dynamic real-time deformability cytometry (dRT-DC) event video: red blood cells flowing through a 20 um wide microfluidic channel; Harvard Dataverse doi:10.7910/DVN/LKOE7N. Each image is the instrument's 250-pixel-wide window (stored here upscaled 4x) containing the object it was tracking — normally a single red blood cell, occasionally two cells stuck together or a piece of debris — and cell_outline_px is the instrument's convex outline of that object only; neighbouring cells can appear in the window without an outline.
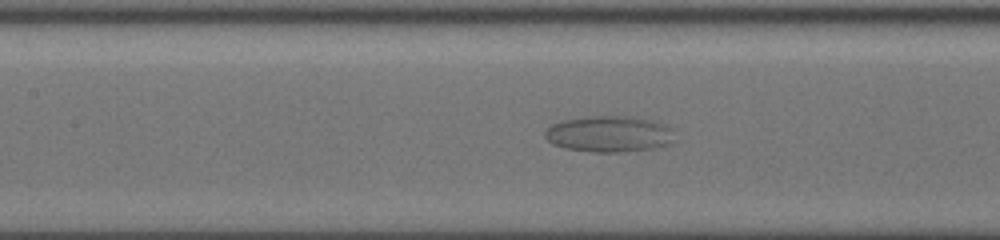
{"species": "common noctule bat (a hibernating species)", "species_latin": "Nyctalus noctula", "temperature_condition": "cold", "stored_images_in_passage": 51, "camera_frame_rate_fps": 3000, "um_per_image_px": 0.085, "animal": {"sex": "female", "body_mass_g": 19.5, "forearm_length_mm": 54.1}, "frame": {"image": 1, "passage_image": 23, "time_ms": 7.333, "image_size_px": [1000, 240], "cell_outline_px": [[672, 140], [668, 144], [656, 148], [616, 152], [592, 152], [564, 148], [552, 144], [544, 136], [544, 132], [552, 124], [564, 120], [592, 116], [632, 116], [664, 124], [672, 128]], "centroid_in_image_um": [51.75, 11.39], "position_along_channel_um": 155.7, "area_um2": 27.17}}
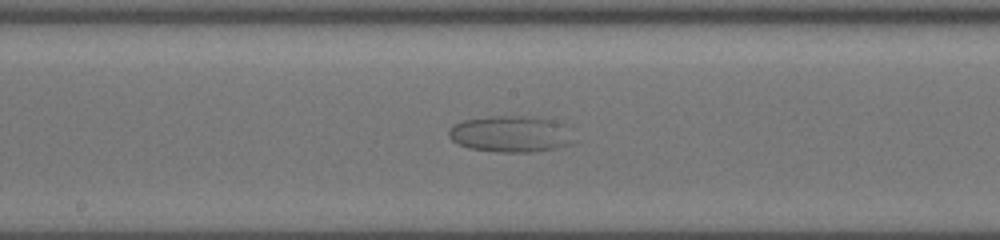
{"frame": {"image": 2, "passage_image": 27, "time_ms": 8.667, "image_size_px": [1000, 240], "cell_outline_px": [[580, 140], [572, 144], [556, 148], [528, 152], [500, 152], [468, 148], [456, 144], [448, 136], [448, 128], [452, 124], [464, 120], [492, 116], [532, 116], [552, 120], [560, 124]], "centroid_in_image_um": [43.4, 11.4], "position_along_channel_um": 204.8, "area_um2": 26.82}}
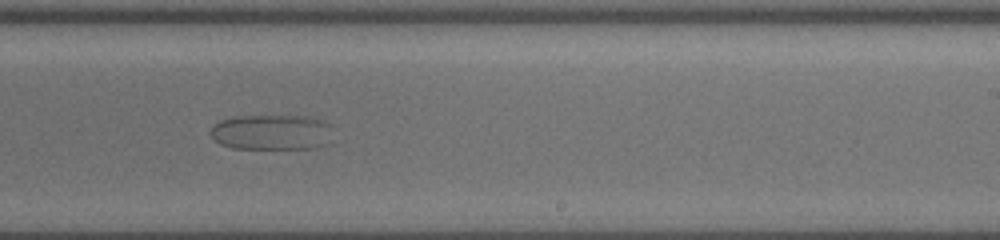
{"frame": {"image": 3, "passage_image": 32, "time_ms": 10.333, "image_size_px": [1000, 240], "cell_outline_px": [[332, 144], [320, 148], [232, 148], [220, 144], [212, 136], [212, 128], [220, 120], [236, 116], [312, 116], [324, 120], [332, 124]], "centroid_in_image_um": [23.23, 11.24], "position_along_channel_um": 265.8, "area_um2": 25.72}}